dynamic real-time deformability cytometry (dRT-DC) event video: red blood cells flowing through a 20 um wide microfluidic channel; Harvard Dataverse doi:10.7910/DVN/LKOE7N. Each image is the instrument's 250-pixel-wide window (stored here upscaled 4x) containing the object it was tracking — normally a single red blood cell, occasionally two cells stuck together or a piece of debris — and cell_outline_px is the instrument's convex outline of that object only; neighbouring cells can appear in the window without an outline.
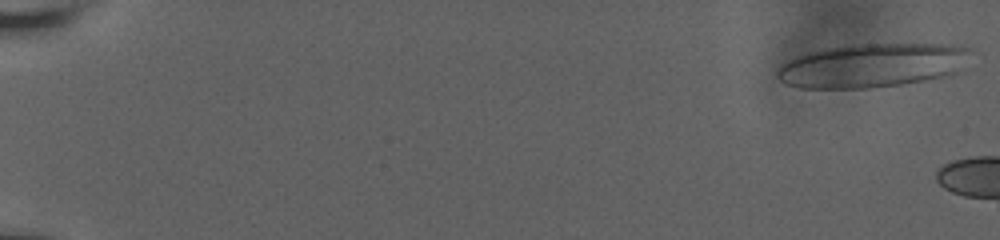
{"species": "human", "species_latin": "Homo sapiens", "temperature_condition": "room temperature", "stored_images_in_passage": 8, "camera_frame_rate_fps": 3000, "um_per_image_px": 0.085, "donor": {"sex": "male"}, "frame": {"image": 1, "passage_image": 1, "time_ms": 0.0, "image_size_px": [1000, 240], "cell_outline_px": [[968, 48], [956, 72], [948, 76], [900, 84], [868, 88], [796, 88], [784, 84], [776, 76], [776, 72], [788, 60], [812, 52], [828, 48], [852, 44], [944, 44]], "centroid_in_image_um": [74.04, 5.58], "position_along_channel_um": 11.0, "area_um2": 48.55}}